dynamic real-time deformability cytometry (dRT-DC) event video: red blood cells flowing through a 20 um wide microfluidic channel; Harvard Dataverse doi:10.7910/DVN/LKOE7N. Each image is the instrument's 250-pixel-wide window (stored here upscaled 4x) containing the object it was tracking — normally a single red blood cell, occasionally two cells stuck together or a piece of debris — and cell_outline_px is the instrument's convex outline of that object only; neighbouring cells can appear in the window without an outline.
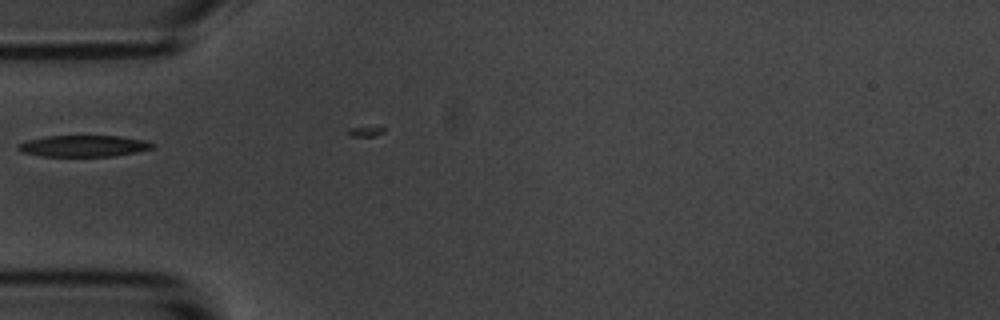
{"species": "common noctule bat (a hibernating species)", "species_latin": "Nyctalus noctula", "temperature_condition": "room temperature", "stored_images_in_passage": 3, "camera_frame_rate_fps": 3000, "um_per_image_px": 0.085, "animal": {"sex": "male", "body_mass_g": 20.1, "forearm_length_mm": 53.5}, "frame": {"image": 1, "passage_image": 1, "time_ms": 0.0, "image_size_px": [1000, 320], "cell_outline_px": [[156, 144], [152, 148], [136, 152], [112, 156], [40, 156], [24, 152], [16, 148], [16, 144], [28, 140], [48, 136], [120, 136], [144, 140]], "centroid_in_image_um": [7.1, 12.41], "position_along_channel_um": 77.9, "area_um2": 16.65}}